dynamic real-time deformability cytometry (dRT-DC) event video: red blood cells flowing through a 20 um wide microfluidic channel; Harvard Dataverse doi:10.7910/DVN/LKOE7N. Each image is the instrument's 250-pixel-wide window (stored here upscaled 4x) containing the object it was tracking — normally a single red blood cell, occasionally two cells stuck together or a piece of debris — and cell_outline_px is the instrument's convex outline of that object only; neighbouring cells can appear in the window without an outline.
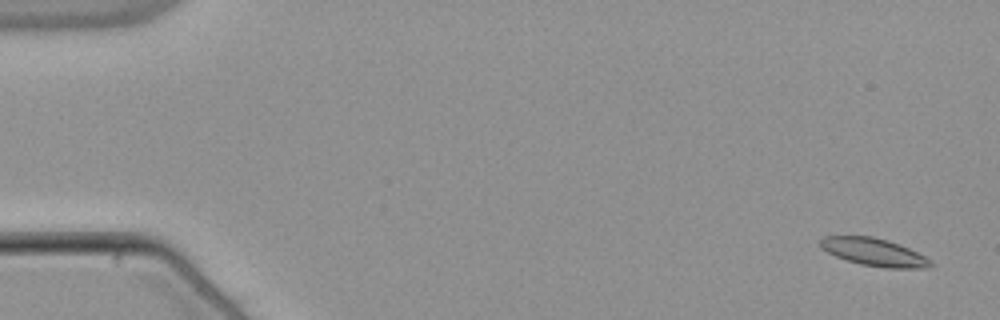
{"species": "common noctule bat (a hibernating species)", "species_latin": "Nyctalus noctula", "temperature_condition": "warm", "stored_images_in_passage": 55, "camera_frame_rate_fps": 3000, "um_per_image_px": 0.085, "animal": {"sex": "male", "body_mass_g": 21.5, "forearm_length_mm": 52.0}, "frame": {"image": 1, "passage_image": 3, "time_ms": 0.667, "image_size_px": [1000, 320], "cell_outline_px": [[936, 264], [928, 268], [884, 268], [860, 264], [836, 256], [820, 248], [820, 240], [824, 236], [872, 236], [888, 240], [900, 244], [932, 260]], "centroid_in_image_um": [74.33, 21.43], "position_along_channel_um": 10.7, "area_um2": 17.86}}
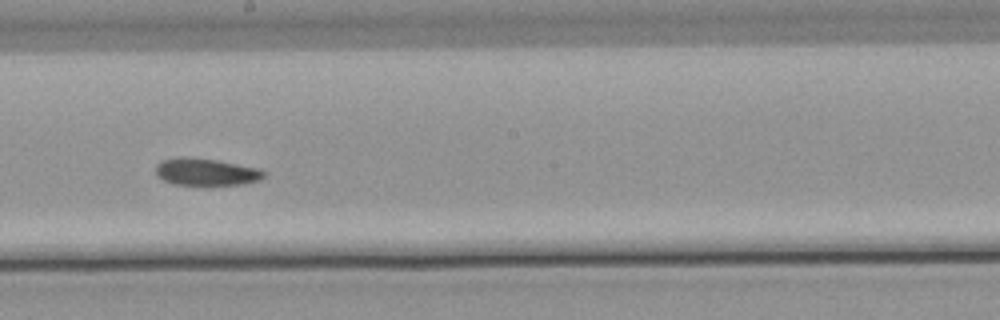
{"frame": {"image": 2, "passage_image": 32, "time_ms": 10.333, "image_size_px": [1000, 320], "cell_outline_px": [[264, 176], [260, 180], [244, 184], [208, 188], [172, 184], [156, 176], [156, 164], [160, 160], [180, 156], [216, 160], [260, 168], [264, 172]], "centroid_in_image_um": [17.49, 14.66], "position_along_channel_um": 230.7, "area_um2": 18.09}}
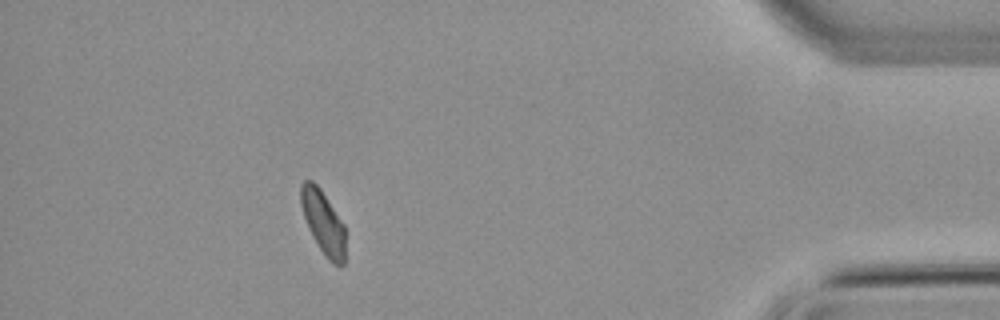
{"frame": {"image": 3, "passage_image": 50, "time_ms": 16.333, "image_size_px": [1000, 320], "cell_outline_px": [[344, 264], [332, 264], [328, 260], [320, 248], [308, 228], [300, 204], [300, 184], [304, 180], [312, 180], [320, 188], [344, 224]], "centroid_in_image_um": [27.44, 18.85], "position_along_channel_um": 407.8, "area_um2": 16.24}, "authors_computed_cell_mechanics": {"area_um2": 17.6868, "velocity_mm_per_s": 3.8101, "shape_relaxation_time_tau1_ms": 7.3504, "shape_relaxation_time_tau2_ms": null, "deformation_change_tau1": 0.1377, "deformation_change_tau2": null}}